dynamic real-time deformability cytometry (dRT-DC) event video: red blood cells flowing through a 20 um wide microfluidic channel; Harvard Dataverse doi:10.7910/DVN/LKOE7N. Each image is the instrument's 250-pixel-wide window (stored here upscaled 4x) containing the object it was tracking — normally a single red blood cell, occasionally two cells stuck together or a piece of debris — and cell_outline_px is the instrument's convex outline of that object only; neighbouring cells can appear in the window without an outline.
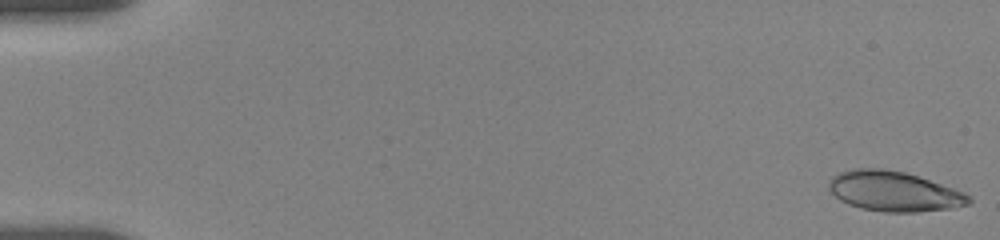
{"species": "human", "species_latin": "Homo sapiens", "temperature_condition": "room temperature", "stored_images_in_passage": 8, "camera_frame_rate_fps": 3000, "um_per_image_px": 0.085, "donor": {"sex": "female"}, "frame": {"image": 1, "passage_image": 1, "time_ms": 0.0, "image_size_px": [1000, 240], "cell_outline_px": [[972, 200], [968, 204], [948, 208], [916, 212], [884, 212], [860, 208], [848, 204], [840, 200], [828, 188], [828, 184], [832, 176], [836, 172], [852, 168], [884, 168], [904, 172], [964, 192], [972, 196]], "centroid_in_image_um": [75.93, 16.25], "position_along_channel_um": 9.1, "area_um2": 32.54}}
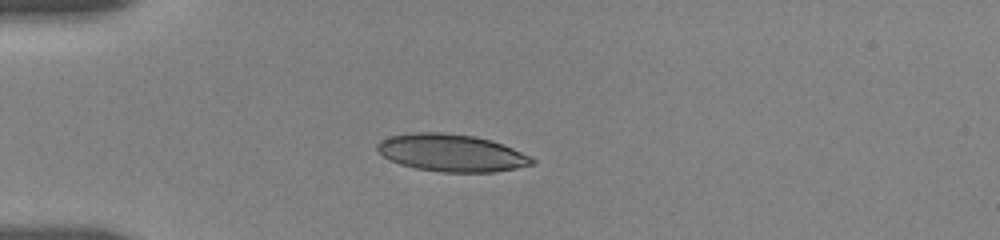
{"frame": {"image": 2, "passage_image": 6, "time_ms": 4.667, "image_size_px": [1000, 240], "cell_outline_px": [[536, 164], [516, 168], [492, 172], [444, 172], [416, 168], [400, 164], [384, 156], [376, 148], [376, 144], [380, 140], [388, 136], [416, 132], [440, 132], [476, 136], [492, 140], [504, 144], [532, 156], [536, 160]], "centroid_in_image_um": [38.42, 12.98], "position_along_channel_um": 46.6, "area_um2": 33.87}}
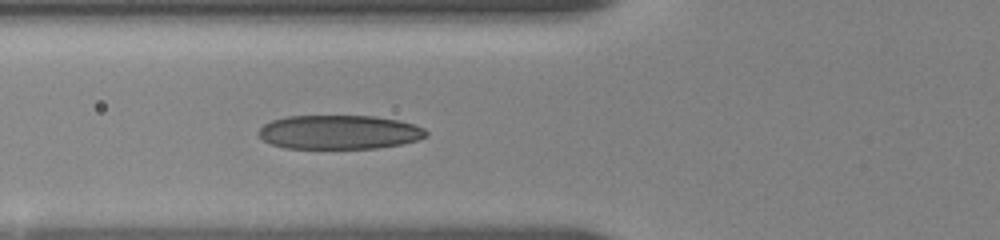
{"frame": {"image": 3, "passage_image": 8, "time_ms": 6.667, "image_size_px": [1000, 240], "cell_outline_px": [[428, 136], [416, 140], [400, 144], [376, 148], [284, 148], [272, 144], [264, 140], [256, 132], [264, 124], [272, 120], [288, 116], [376, 116], [400, 120], [424, 128], [428, 132]], "centroid_in_image_um": [28.83, 11.23], "position_along_channel_um": 97.0, "area_um2": 33.23}}